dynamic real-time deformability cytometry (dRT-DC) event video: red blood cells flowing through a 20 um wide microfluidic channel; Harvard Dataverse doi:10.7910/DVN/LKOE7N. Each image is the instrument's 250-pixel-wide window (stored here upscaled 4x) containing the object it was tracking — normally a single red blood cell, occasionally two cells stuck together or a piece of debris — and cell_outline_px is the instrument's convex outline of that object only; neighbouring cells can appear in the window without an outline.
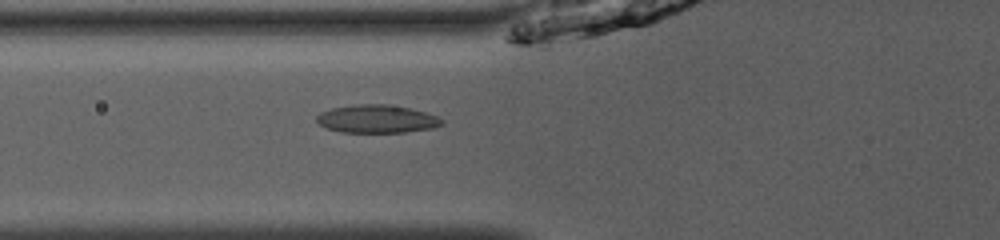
{"species": "common noctule bat (a hibernating species)", "species_latin": "Nyctalus noctula", "temperature_condition": "room temperature", "stored_images_in_passage": 33, "camera_frame_rate_fps": 3000, "um_per_image_px": 0.085, "animal": {"sex": "male", "body_mass_g": 13.0, "forearm_length_mm": 53.1}, "frame": {"image": 1, "passage_image": 5, "time_ms": 1.333, "image_size_px": [1000, 240], "cell_outline_px": [[444, 124], [432, 128], [404, 132], [340, 132], [328, 128], [320, 124], [316, 120], [316, 116], [320, 112], [332, 108], [356, 104], [388, 104], [408, 108], [424, 112], [436, 116], [444, 120]], "centroid_in_image_um": [32.03, 10.1], "position_along_channel_um": 93.8, "area_um2": 20.35}}
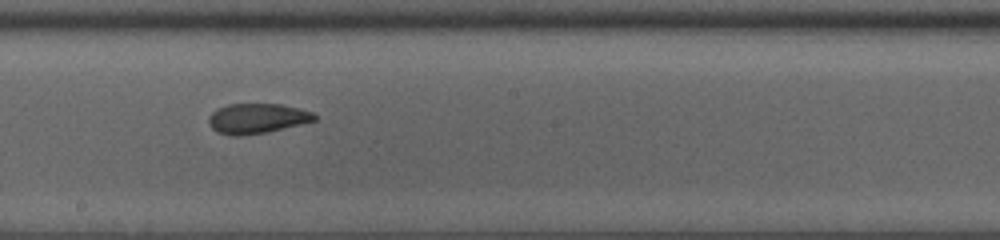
{"frame": {"image": 2, "passage_image": 15, "time_ms": 4.667, "image_size_px": [1000, 240], "cell_outline_px": [[316, 120], [268, 132], [244, 136], [232, 136], [216, 132], [208, 124], [208, 116], [216, 108], [228, 104], [280, 104], [300, 108], [312, 112], [316, 116]], "centroid_in_image_um": [21.8, 10.07], "position_along_channel_um": 226.4, "area_um2": 18.73}}
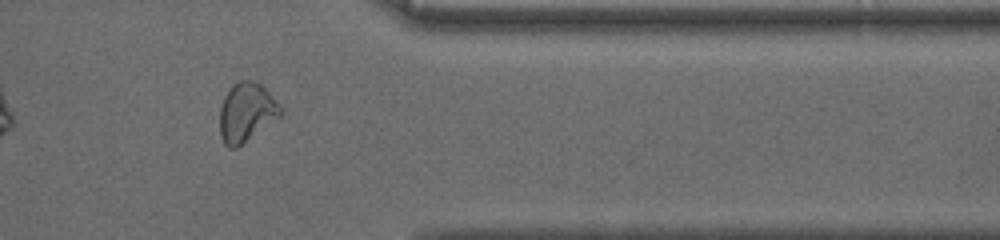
{"frame": {"image": 3, "passage_image": 28, "time_ms": 9.0, "image_size_px": [1000, 240], "cell_outline_px": [[284, 112], [280, 116], [236, 148], [228, 148], [224, 144], [220, 136], [220, 108], [224, 96], [232, 84], [240, 80], [252, 80], [260, 84], [284, 108]], "centroid_in_image_um": [20.94, 9.54], "position_along_channel_um": 390.5, "area_um2": 20.87}, "authors_computed_cell_mechanics": {"area_um2": 19.0162, "velocity_mm_per_s": 3.945, "shape_relaxation_time_tau1_ms": 8.303, "shape_relaxation_time_tau2_ms": 1.9066, "deformation_change_tau1": 0.1801, "deformation_change_tau2": 0.0592}}